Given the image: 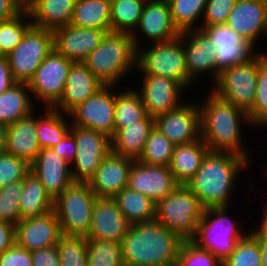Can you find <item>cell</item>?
<instances>
[{
  "label": "cell",
  "mask_w": 267,
  "mask_h": 266,
  "mask_svg": "<svg viewBox=\"0 0 267 266\" xmlns=\"http://www.w3.org/2000/svg\"><path fill=\"white\" fill-rule=\"evenodd\" d=\"M200 101L201 138L213 152L239 155L249 162L251 151L244 146L241 133L243 122L251 125L248 114L232 103L219 98L211 90Z\"/></svg>",
  "instance_id": "obj_1"
},
{
  "label": "cell",
  "mask_w": 267,
  "mask_h": 266,
  "mask_svg": "<svg viewBox=\"0 0 267 266\" xmlns=\"http://www.w3.org/2000/svg\"><path fill=\"white\" fill-rule=\"evenodd\" d=\"M249 163L234 153L209 151L186 186L196 195L203 209L229 207L238 175L251 166Z\"/></svg>",
  "instance_id": "obj_2"
},
{
  "label": "cell",
  "mask_w": 267,
  "mask_h": 266,
  "mask_svg": "<svg viewBox=\"0 0 267 266\" xmlns=\"http://www.w3.org/2000/svg\"><path fill=\"white\" fill-rule=\"evenodd\" d=\"M182 242L156 219L131 225L121 241L124 266L175 265Z\"/></svg>",
  "instance_id": "obj_3"
},
{
  "label": "cell",
  "mask_w": 267,
  "mask_h": 266,
  "mask_svg": "<svg viewBox=\"0 0 267 266\" xmlns=\"http://www.w3.org/2000/svg\"><path fill=\"white\" fill-rule=\"evenodd\" d=\"M137 56L138 49L130 34L108 32L84 63L104 85L116 86L137 69Z\"/></svg>",
  "instance_id": "obj_4"
},
{
  "label": "cell",
  "mask_w": 267,
  "mask_h": 266,
  "mask_svg": "<svg viewBox=\"0 0 267 266\" xmlns=\"http://www.w3.org/2000/svg\"><path fill=\"white\" fill-rule=\"evenodd\" d=\"M228 209L230 208L204 209L197 232L190 240L200 249L209 251L221 262L231 255L238 241L247 235L246 232L242 233L243 230L235 220H230Z\"/></svg>",
  "instance_id": "obj_5"
},
{
  "label": "cell",
  "mask_w": 267,
  "mask_h": 266,
  "mask_svg": "<svg viewBox=\"0 0 267 266\" xmlns=\"http://www.w3.org/2000/svg\"><path fill=\"white\" fill-rule=\"evenodd\" d=\"M203 210L196 195L186 185H178L156 204L155 219L183 241H190L197 232Z\"/></svg>",
  "instance_id": "obj_6"
},
{
  "label": "cell",
  "mask_w": 267,
  "mask_h": 266,
  "mask_svg": "<svg viewBox=\"0 0 267 266\" xmlns=\"http://www.w3.org/2000/svg\"><path fill=\"white\" fill-rule=\"evenodd\" d=\"M146 46L144 48L142 44L143 49L137 48L138 73L166 76L177 81L185 90L194 85L186 67L182 33L173 40Z\"/></svg>",
  "instance_id": "obj_7"
},
{
  "label": "cell",
  "mask_w": 267,
  "mask_h": 266,
  "mask_svg": "<svg viewBox=\"0 0 267 266\" xmlns=\"http://www.w3.org/2000/svg\"><path fill=\"white\" fill-rule=\"evenodd\" d=\"M96 199L88 183L74 182L54 200L62 235L88 236Z\"/></svg>",
  "instance_id": "obj_8"
},
{
  "label": "cell",
  "mask_w": 267,
  "mask_h": 266,
  "mask_svg": "<svg viewBox=\"0 0 267 266\" xmlns=\"http://www.w3.org/2000/svg\"><path fill=\"white\" fill-rule=\"evenodd\" d=\"M53 48L54 32L32 25L21 42L6 55L15 81L28 83Z\"/></svg>",
  "instance_id": "obj_9"
},
{
  "label": "cell",
  "mask_w": 267,
  "mask_h": 266,
  "mask_svg": "<svg viewBox=\"0 0 267 266\" xmlns=\"http://www.w3.org/2000/svg\"><path fill=\"white\" fill-rule=\"evenodd\" d=\"M257 74L258 54L249 62L222 70L211 91L248 113L256 98Z\"/></svg>",
  "instance_id": "obj_10"
},
{
  "label": "cell",
  "mask_w": 267,
  "mask_h": 266,
  "mask_svg": "<svg viewBox=\"0 0 267 266\" xmlns=\"http://www.w3.org/2000/svg\"><path fill=\"white\" fill-rule=\"evenodd\" d=\"M76 140L75 161L71 165L74 182L88 183L101 162L111 152V138L92 129L70 126Z\"/></svg>",
  "instance_id": "obj_11"
},
{
  "label": "cell",
  "mask_w": 267,
  "mask_h": 266,
  "mask_svg": "<svg viewBox=\"0 0 267 266\" xmlns=\"http://www.w3.org/2000/svg\"><path fill=\"white\" fill-rule=\"evenodd\" d=\"M72 63L53 48L28 82L31 94L45 107L53 108L60 101Z\"/></svg>",
  "instance_id": "obj_12"
},
{
  "label": "cell",
  "mask_w": 267,
  "mask_h": 266,
  "mask_svg": "<svg viewBox=\"0 0 267 266\" xmlns=\"http://www.w3.org/2000/svg\"><path fill=\"white\" fill-rule=\"evenodd\" d=\"M115 85H105L97 93L68 113L71 125L103 133L112 138L115 133ZM113 90V91H112Z\"/></svg>",
  "instance_id": "obj_13"
},
{
  "label": "cell",
  "mask_w": 267,
  "mask_h": 266,
  "mask_svg": "<svg viewBox=\"0 0 267 266\" xmlns=\"http://www.w3.org/2000/svg\"><path fill=\"white\" fill-rule=\"evenodd\" d=\"M200 29L209 37L211 46L215 49L216 79L222 70L249 62L259 53L255 46L226 24L200 27Z\"/></svg>",
  "instance_id": "obj_14"
},
{
  "label": "cell",
  "mask_w": 267,
  "mask_h": 266,
  "mask_svg": "<svg viewBox=\"0 0 267 266\" xmlns=\"http://www.w3.org/2000/svg\"><path fill=\"white\" fill-rule=\"evenodd\" d=\"M182 103L178 108L154 118L156 127L174 145L187 144L201 138L200 103Z\"/></svg>",
  "instance_id": "obj_15"
},
{
  "label": "cell",
  "mask_w": 267,
  "mask_h": 266,
  "mask_svg": "<svg viewBox=\"0 0 267 266\" xmlns=\"http://www.w3.org/2000/svg\"><path fill=\"white\" fill-rule=\"evenodd\" d=\"M139 93L147 115L155 118L178 108L182 103L185 89L175 80L166 76L143 74ZM182 94V95H181Z\"/></svg>",
  "instance_id": "obj_16"
},
{
  "label": "cell",
  "mask_w": 267,
  "mask_h": 266,
  "mask_svg": "<svg viewBox=\"0 0 267 266\" xmlns=\"http://www.w3.org/2000/svg\"><path fill=\"white\" fill-rule=\"evenodd\" d=\"M136 29L131 36L137 48L142 44L136 34L138 30L143 33L145 41L149 40V44L167 42L180 36L172 21L169 3L163 0L146 1Z\"/></svg>",
  "instance_id": "obj_17"
},
{
  "label": "cell",
  "mask_w": 267,
  "mask_h": 266,
  "mask_svg": "<svg viewBox=\"0 0 267 266\" xmlns=\"http://www.w3.org/2000/svg\"><path fill=\"white\" fill-rule=\"evenodd\" d=\"M179 184L169 167L148 165L134 160L129 172L128 186L156 204L169 195Z\"/></svg>",
  "instance_id": "obj_18"
},
{
  "label": "cell",
  "mask_w": 267,
  "mask_h": 266,
  "mask_svg": "<svg viewBox=\"0 0 267 266\" xmlns=\"http://www.w3.org/2000/svg\"><path fill=\"white\" fill-rule=\"evenodd\" d=\"M54 48L73 62H84L101 43L106 30L82 28L70 24L54 31Z\"/></svg>",
  "instance_id": "obj_19"
},
{
  "label": "cell",
  "mask_w": 267,
  "mask_h": 266,
  "mask_svg": "<svg viewBox=\"0 0 267 266\" xmlns=\"http://www.w3.org/2000/svg\"><path fill=\"white\" fill-rule=\"evenodd\" d=\"M61 236L54 210L42 216L22 219L15 226L16 244L28 251L55 246Z\"/></svg>",
  "instance_id": "obj_20"
},
{
  "label": "cell",
  "mask_w": 267,
  "mask_h": 266,
  "mask_svg": "<svg viewBox=\"0 0 267 266\" xmlns=\"http://www.w3.org/2000/svg\"><path fill=\"white\" fill-rule=\"evenodd\" d=\"M30 172L40 180L53 200L74 183L71 165L52 148L40 150L30 164Z\"/></svg>",
  "instance_id": "obj_21"
},
{
  "label": "cell",
  "mask_w": 267,
  "mask_h": 266,
  "mask_svg": "<svg viewBox=\"0 0 267 266\" xmlns=\"http://www.w3.org/2000/svg\"><path fill=\"white\" fill-rule=\"evenodd\" d=\"M225 24L256 47L267 35V0H236Z\"/></svg>",
  "instance_id": "obj_22"
},
{
  "label": "cell",
  "mask_w": 267,
  "mask_h": 266,
  "mask_svg": "<svg viewBox=\"0 0 267 266\" xmlns=\"http://www.w3.org/2000/svg\"><path fill=\"white\" fill-rule=\"evenodd\" d=\"M133 161V159L117 155L111 151L88 182L96 197L114 198L127 187Z\"/></svg>",
  "instance_id": "obj_23"
},
{
  "label": "cell",
  "mask_w": 267,
  "mask_h": 266,
  "mask_svg": "<svg viewBox=\"0 0 267 266\" xmlns=\"http://www.w3.org/2000/svg\"><path fill=\"white\" fill-rule=\"evenodd\" d=\"M130 226L113 198H97L86 238L121 242Z\"/></svg>",
  "instance_id": "obj_24"
},
{
  "label": "cell",
  "mask_w": 267,
  "mask_h": 266,
  "mask_svg": "<svg viewBox=\"0 0 267 266\" xmlns=\"http://www.w3.org/2000/svg\"><path fill=\"white\" fill-rule=\"evenodd\" d=\"M181 33L189 79L194 83L201 74L210 72L209 76H212L211 79L215 83L216 53L209 37L201 29Z\"/></svg>",
  "instance_id": "obj_25"
},
{
  "label": "cell",
  "mask_w": 267,
  "mask_h": 266,
  "mask_svg": "<svg viewBox=\"0 0 267 266\" xmlns=\"http://www.w3.org/2000/svg\"><path fill=\"white\" fill-rule=\"evenodd\" d=\"M104 86L84 62H73L66 78L63 96L53 108L68 114Z\"/></svg>",
  "instance_id": "obj_26"
},
{
  "label": "cell",
  "mask_w": 267,
  "mask_h": 266,
  "mask_svg": "<svg viewBox=\"0 0 267 266\" xmlns=\"http://www.w3.org/2000/svg\"><path fill=\"white\" fill-rule=\"evenodd\" d=\"M34 111L7 126L5 152L25 160L29 165L35 160L41 147L36 135Z\"/></svg>",
  "instance_id": "obj_27"
},
{
  "label": "cell",
  "mask_w": 267,
  "mask_h": 266,
  "mask_svg": "<svg viewBox=\"0 0 267 266\" xmlns=\"http://www.w3.org/2000/svg\"><path fill=\"white\" fill-rule=\"evenodd\" d=\"M77 0H30L25 8L33 26L54 31L70 23Z\"/></svg>",
  "instance_id": "obj_28"
},
{
  "label": "cell",
  "mask_w": 267,
  "mask_h": 266,
  "mask_svg": "<svg viewBox=\"0 0 267 266\" xmlns=\"http://www.w3.org/2000/svg\"><path fill=\"white\" fill-rule=\"evenodd\" d=\"M153 128L154 118L149 115L136 123L120 128L111 138V151L117 155L138 160Z\"/></svg>",
  "instance_id": "obj_29"
},
{
  "label": "cell",
  "mask_w": 267,
  "mask_h": 266,
  "mask_svg": "<svg viewBox=\"0 0 267 266\" xmlns=\"http://www.w3.org/2000/svg\"><path fill=\"white\" fill-rule=\"evenodd\" d=\"M202 138L187 144L175 145L169 169L179 185H186L199 170L209 152Z\"/></svg>",
  "instance_id": "obj_30"
},
{
  "label": "cell",
  "mask_w": 267,
  "mask_h": 266,
  "mask_svg": "<svg viewBox=\"0 0 267 266\" xmlns=\"http://www.w3.org/2000/svg\"><path fill=\"white\" fill-rule=\"evenodd\" d=\"M19 210L21 220L42 216L54 210V200L32 172L24 177Z\"/></svg>",
  "instance_id": "obj_31"
},
{
  "label": "cell",
  "mask_w": 267,
  "mask_h": 266,
  "mask_svg": "<svg viewBox=\"0 0 267 266\" xmlns=\"http://www.w3.org/2000/svg\"><path fill=\"white\" fill-rule=\"evenodd\" d=\"M28 83L16 82L0 95V122L7 126L35 110Z\"/></svg>",
  "instance_id": "obj_32"
},
{
  "label": "cell",
  "mask_w": 267,
  "mask_h": 266,
  "mask_svg": "<svg viewBox=\"0 0 267 266\" xmlns=\"http://www.w3.org/2000/svg\"><path fill=\"white\" fill-rule=\"evenodd\" d=\"M109 0H77L70 25L111 32Z\"/></svg>",
  "instance_id": "obj_33"
},
{
  "label": "cell",
  "mask_w": 267,
  "mask_h": 266,
  "mask_svg": "<svg viewBox=\"0 0 267 266\" xmlns=\"http://www.w3.org/2000/svg\"><path fill=\"white\" fill-rule=\"evenodd\" d=\"M118 208L131 224L149 222L155 219L156 203L149 197L125 187L114 198Z\"/></svg>",
  "instance_id": "obj_34"
},
{
  "label": "cell",
  "mask_w": 267,
  "mask_h": 266,
  "mask_svg": "<svg viewBox=\"0 0 267 266\" xmlns=\"http://www.w3.org/2000/svg\"><path fill=\"white\" fill-rule=\"evenodd\" d=\"M43 115L36 118V135L41 149L52 148L70 132L71 124L65 120L68 114L54 108L46 107Z\"/></svg>",
  "instance_id": "obj_35"
},
{
  "label": "cell",
  "mask_w": 267,
  "mask_h": 266,
  "mask_svg": "<svg viewBox=\"0 0 267 266\" xmlns=\"http://www.w3.org/2000/svg\"><path fill=\"white\" fill-rule=\"evenodd\" d=\"M127 87L115 91L114 125L115 132L129 124L142 120L146 115L145 107L136 89Z\"/></svg>",
  "instance_id": "obj_36"
},
{
  "label": "cell",
  "mask_w": 267,
  "mask_h": 266,
  "mask_svg": "<svg viewBox=\"0 0 267 266\" xmlns=\"http://www.w3.org/2000/svg\"><path fill=\"white\" fill-rule=\"evenodd\" d=\"M147 0H114L111 2V32L132 35L139 24Z\"/></svg>",
  "instance_id": "obj_37"
},
{
  "label": "cell",
  "mask_w": 267,
  "mask_h": 266,
  "mask_svg": "<svg viewBox=\"0 0 267 266\" xmlns=\"http://www.w3.org/2000/svg\"><path fill=\"white\" fill-rule=\"evenodd\" d=\"M207 0H169L174 26L181 33L200 29L198 19L203 17Z\"/></svg>",
  "instance_id": "obj_38"
},
{
  "label": "cell",
  "mask_w": 267,
  "mask_h": 266,
  "mask_svg": "<svg viewBox=\"0 0 267 266\" xmlns=\"http://www.w3.org/2000/svg\"><path fill=\"white\" fill-rule=\"evenodd\" d=\"M32 25L26 8L15 17L0 21V55L9 54L21 42Z\"/></svg>",
  "instance_id": "obj_39"
},
{
  "label": "cell",
  "mask_w": 267,
  "mask_h": 266,
  "mask_svg": "<svg viewBox=\"0 0 267 266\" xmlns=\"http://www.w3.org/2000/svg\"><path fill=\"white\" fill-rule=\"evenodd\" d=\"M174 144L154 127L145 142L140 162L148 165L169 167L173 155Z\"/></svg>",
  "instance_id": "obj_40"
},
{
  "label": "cell",
  "mask_w": 267,
  "mask_h": 266,
  "mask_svg": "<svg viewBox=\"0 0 267 266\" xmlns=\"http://www.w3.org/2000/svg\"><path fill=\"white\" fill-rule=\"evenodd\" d=\"M247 114L252 126L267 128V52L258 53L256 98Z\"/></svg>",
  "instance_id": "obj_41"
},
{
  "label": "cell",
  "mask_w": 267,
  "mask_h": 266,
  "mask_svg": "<svg viewBox=\"0 0 267 266\" xmlns=\"http://www.w3.org/2000/svg\"><path fill=\"white\" fill-rule=\"evenodd\" d=\"M87 266H124L121 242L87 239Z\"/></svg>",
  "instance_id": "obj_42"
},
{
  "label": "cell",
  "mask_w": 267,
  "mask_h": 266,
  "mask_svg": "<svg viewBox=\"0 0 267 266\" xmlns=\"http://www.w3.org/2000/svg\"><path fill=\"white\" fill-rule=\"evenodd\" d=\"M222 266H262L261 250L258 239L251 233L238 241L235 250Z\"/></svg>",
  "instance_id": "obj_43"
},
{
  "label": "cell",
  "mask_w": 267,
  "mask_h": 266,
  "mask_svg": "<svg viewBox=\"0 0 267 266\" xmlns=\"http://www.w3.org/2000/svg\"><path fill=\"white\" fill-rule=\"evenodd\" d=\"M23 191V180L0 188V221L16 226L21 220L19 204Z\"/></svg>",
  "instance_id": "obj_44"
},
{
  "label": "cell",
  "mask_w": 267,
  "mask_h": 266,
  "mask_svg": "<svg viewBox=\"0 0 267 266\" xmlns=\"http://www.w3.org/2000/svg\"><path fill=\"white\" fill-rule=\"evenodd\" d=\"M61 266H87V238L62 235L57 243Z\"/></svg>",
  "instance_id": "obj_45"
},
{
  "label": "cell",
  "mask_w": 267,
  "mask_h": 266,
  "mask_svg": "<svg viewBox=\"0 0 267 266\" xmlns=\"http://www.w3.org/2000/svg\"><path fill=\"white\" fill-rule=\"evenodd\" d=\"M178 266H222L219 261L209 251L197 247L191 241H183L177 257Z\"/></svg>",
  "instance_id": "obj_46"
},
{
  "label": "cell",
  "mask_w": 267,
  "mask_h": 266,
  "mask_svg": "<svg viewBox=\"0 0 267 266\" xmlns=\"http://www.w3.org/2000/svg\"><path fill=\"white\" fill-rule=\"evenodd\" d=\"M30 172V165L23 159L5 151L0 153V188L19 181Z\"/></svg>",
  "instance_id": "obj_47"
},
{
  "label": "cell",
  "mask_w": 267,
  "mask_h": 266,
  "mask_svg": "<svg viewBox=\"0 0 267 266\" xmlns=\"http://www.w3.org/2000/svg\"><path fill=\"white\" fill-rule=\"evenodd\" d=\"M236 0H207L200 27L225 24Z\"/></svg>",
  "instance_id": "obj_48"
},
{
  "label": "cell",
  "mask_w": 267,
  "mask_h": 266,
  "mask_svg": "<svg viewBox=\"0 0 267 266\" xmlns=\"http://www.w3.org/2000/svg\"><path fill=\"white\" fill-rule=\"evenodd\" d=\"M0 266H33L31 251L16 243L0 254Z\"/></svg>",
  "instance_id": "obj_49"
},
{
  "label": "cell",
  "mask_w": 267,
  "mask_h": 266,
  "mask_svg": "<svg viewBox=\"0 0 267 266\" xmlns=\"http://www.w3.org/2000/svg\"><path fill=\"white\" fill-rule=\"evenodd\" d=\"M33 266H61L57 246L31 251Z\"/></svg>",
  "instance_id": "obj_50"
},
{
  "label": "cell",
  "mask_w": 267,
  "mask_h": 266,
  "mask_svg": "<svg viewBox=\"0 0 267 266\" xmlns=\"http://www.w3.org/2000/svg\"><path fill=\"white\" fill-rule=\"evenodd\" d=\"M52 149L70 165L75 161L76 140L70 132Z\"/></svg>",
  "instance_id": "obj_51"
},
{
  "label": "cell",
  "mask_w": 267,
  "mask_h": 266,
  "mask_svg": "<svg viewBox=\"0 0 267 266\" xmlns=\"http://www.w3.org/2000/svg\"><path fill=\"white\" fill-rule=\"evenodd\" d=\"M262 221L255 230L250 231L257 239L261 250L262 266H267V213H262Z\"/></svg>",
  "instance_id": "obj_52"
},
{
  "label": "cell",
  "mask_w": 267,
  "mask_h": 266,
  "mask_svg": "<svg viewBox=\"0 0 267 266\" xmlns=\"http://www.w3.org/2000/svg\"><path fill=\"white\" fill-rule=\"evenodd\" d=\"M25 8L20 0H0V21L9 20Z\"/></svg>",
  "instance_id": "obj_53"
},
{
  "label": "cell",
  "mask_w": 267,
  "mask_h": 266,
  "mask_svg": "<svg viewBox=\"0 0 267 266\" xmlns=\"http://www.w3.org/2000/svg\"><path fill=\"white\" fill-rule=\"evenodd\" d=\"M16 243L15 226L0 221V254Z\"/></svg>",
  "instance_id": "obj_54"
},
{
  "label": "cell",
  "mask_w": 267,
  "mask_h": 266,
  "mask_svg": "<svg viewBox=\"0 0 267 266\" xmlns=\"http://www.w3.org/2000/svg\"><path fill=\"white\" fill-rule=\"evenodd\" d=\"M15 83L7 56L0 55V95Z\"/></svg>",
  "instance_id": "obj_55"
},
{
  "label": "cell",
  "mask_w": 267,
  "mask_h": 266,
  "mask_svg": "<svg viewBox=\"0 0 267 266\" xmlns=\"http://www.w3.org/2000/svg\"><path fill=\"white\" fill-rule=\"evenodd\" d=\"M7 138V125L0 122V153L5 151Z\"/></svg>",
  "instance_id": "obj_56"
},
{
  "label": "cell",
  "mask_w": 267,
  "mask_h": 266,
  "mask_svg": "<svg viewBox=\"0 0 267 266\" xmlns=\"http://www.w3.org/2000/svg\"><path fill=\"white\" fill-rule=\"evenodd\" d=\"M23 4H24V6L30 1V0H20Z\"/></svg>",
  "instance_id": "obj_57"
},
{
  "label": "cell",
  "mask_w": 267,
  "mask_h": 266,
  "mask_svg": "<svg viewBox=\"0 0 267 266\" xmlns=\"http://www.w3.org/2000/svg\"><path fill=\"white\" fill-rule=\"evenodd\" d=\"M266 208L263 210L265 213H267V204H265Z\"/></svg>",
  "instance_id": "obj_58"
}]
</instances>
